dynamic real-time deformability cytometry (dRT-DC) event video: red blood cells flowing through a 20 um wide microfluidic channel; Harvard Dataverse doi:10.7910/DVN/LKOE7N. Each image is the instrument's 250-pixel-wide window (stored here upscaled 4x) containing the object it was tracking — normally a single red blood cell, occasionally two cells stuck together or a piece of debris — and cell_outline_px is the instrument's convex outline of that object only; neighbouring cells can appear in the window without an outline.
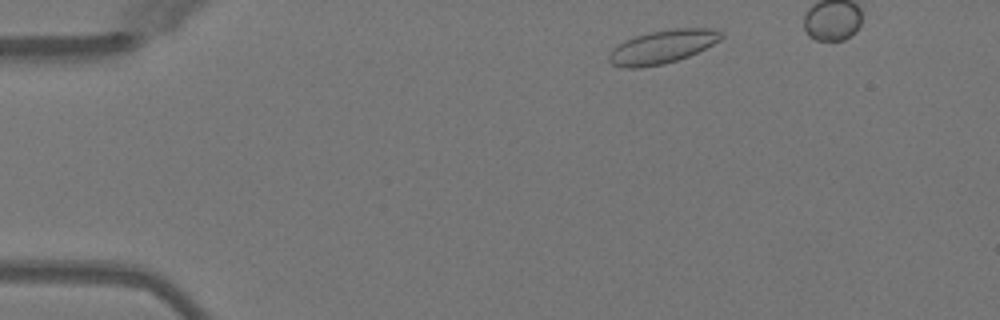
{"species": "Egyptian fruit bat (a non-hibernating species)", "species_latin": "Rousettus aegyptiacus", "temperature_condition": "warm", "stored_images_in_passage": 39, "camera_frame_rate_fps": 3000, "um_per_image_px": 0.085, "animal": {"sex": "female"}, "frame": {"image": 1, "passage_image": 3, "time_ms": 0.667, "image_size_px": [1000, 320], "cell_outline_px": [[724, 36], [720, 40], [688, 56], [664, 64], [640, 68], [624, 68], [612, 64], [608, 60], [608, 56], [612, 48], [616, 44], [636, 36], [652, 32], [672, 28], [708, 28], [724, 32]], "centroid_in_image_um": [56.28, 3.98], "position_along_channel_um": 28.7, "area_um2": 21.79}}
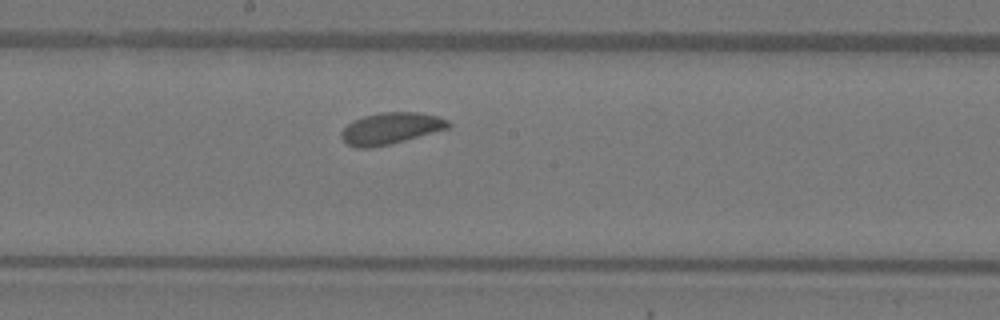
{"frame": {"image": 2, "passage_image": 22, "time_ms": 7.0, "image_size_px": [1000, 320], "cell_outline_px": [[452, 124], [448, 128], [404, 140], [372, 148], [356, 148], [348, 144], [340, 136], [340, 132], [352, 120], [364, 116], [380, 112], [420, 112], [440, 116], [448, 120]], "centroid_in_image_um": [33.21, 10.9], "position_along_channel_um": 215.0, "area_um2": 19.65}}
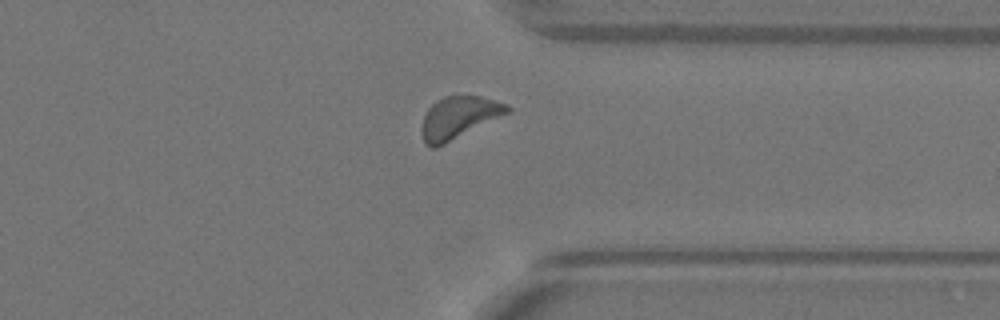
{"frame": {"image": 3, "passage_image": 34, "time_ms": 11.0, "image_size_px": [1000, 320], "cell_outline_px": [[512, 112], [436, 148], [432, 148], [424, 144], [420, 132], [420, 128], [424, 116], [428, 108], [436, 100], [444, 96], [480, 96], [508, 104], [512, 108]], "centroid_in_image_um": [38.99, 10.01], "position_along_channel_um": 372.4, "area_um2": 21.39}, "authors_computed_cell_mechanics": {"area_um2": 19.8832, "velocity_mm_per_s": 3.9785, "shape_relaxation_time_tau1_ms": 1.5277, "shape_relaxation_time_tau2_ms": null, "deformation_change_tau1": 0.0554, "deformation_change_tau2": null}}